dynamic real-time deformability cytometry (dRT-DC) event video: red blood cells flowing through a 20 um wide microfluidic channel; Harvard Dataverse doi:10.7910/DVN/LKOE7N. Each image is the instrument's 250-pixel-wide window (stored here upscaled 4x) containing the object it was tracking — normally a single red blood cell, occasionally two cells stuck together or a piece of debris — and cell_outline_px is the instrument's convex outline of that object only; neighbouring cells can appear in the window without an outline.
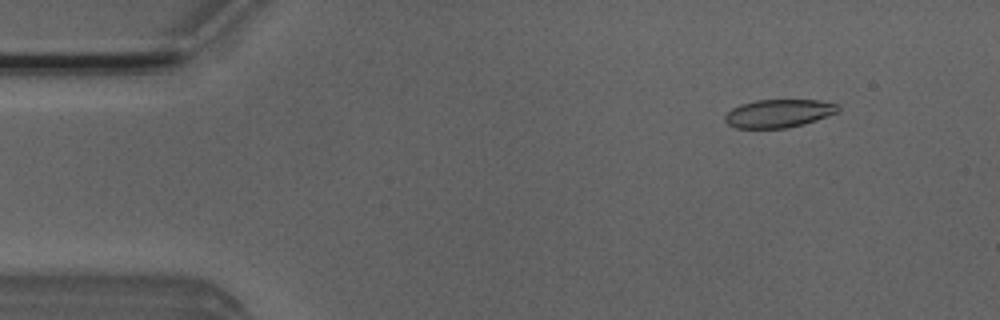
{"species": "Egyptian fruit bat (a non-hibernating species)", "species_latin": "Rousettus aegyptiacus", "temperature_condition": "room temperature", "stored_images_in_passage": 48, "camera_frame_rate_fps": 3000, "um_per_image_px": 0.085, "animal": {"sex": "male"}, "frame": {"image": 1, "passage_image": 6, "time_ms": 1.667, "image_size_px": [1000, 320], "cell_outline_px": [[840, 108], [836, 112], [828, 116], [804, 124], [784, 128], [736, 128], [728, 124], [724, 120], [724, 116], [732, 108], [740, 104], [756, 100], [820, 100], [840, 104]], "centroid_in_image_um": [66.19, 9.63], "position_along_channel_um": 18.8, "area_um2": 18.61}}
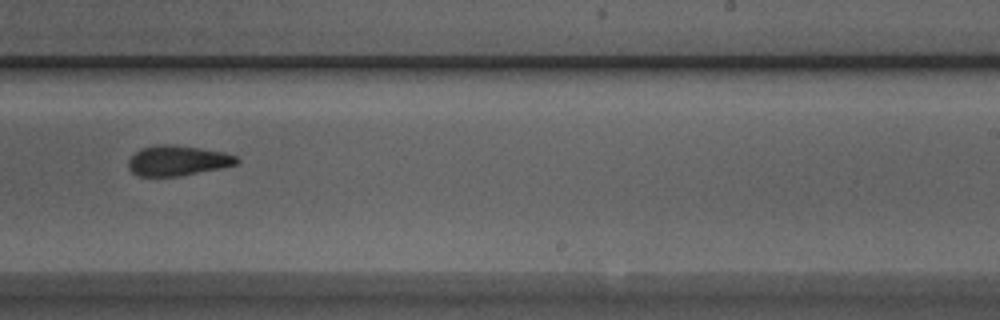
{"frame": {"image": 2, "passage_image": 32, "time_ms": 10.333, "image_size_px": [1000, 320], "cell_outline_px": [[240, 164], [180, 176], [136, 176], [128, 168], [128, 160], [140, 148], [156, 144], [172, 144], [200, 148], [224, 152], [236, 156], [240, 160]], "centroid_in_image_um": [15.1, 13.65], "position_along_channel_um": 273.9, "area_um2": 19.25}}
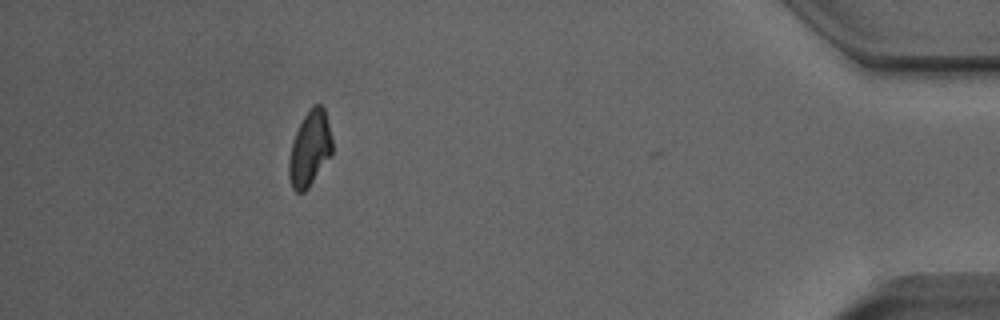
{"frame": {"image": 3, "passage_image": 47, "time_ms": 15.333, "image_size_px": [1000, 320], "cell_outline_px": [[332, 152], [308, 188], [304, 192], [296, 192], [292, 188], [288, 176], [288, 160], [292, 144], [296, 132], [304, 116], [312, 104], [320, 104], [324, 108], [332, 140]], "centroid_in_image_um": [26.31, 12.64], "position_along_channel_um": 408.9, "area_um2": 18.67}, "authors_computed_cell_mechanics": {"area_um2": 19.7676, "velocity_mm_per_s": 3.9251, "shape_relaxation_time_tau1_ms": null, "shape_relaxation_time_tau2_ms": 3.7174, "deformation_change_tau1": null, "deformation_change_tau2": 0.1074}}